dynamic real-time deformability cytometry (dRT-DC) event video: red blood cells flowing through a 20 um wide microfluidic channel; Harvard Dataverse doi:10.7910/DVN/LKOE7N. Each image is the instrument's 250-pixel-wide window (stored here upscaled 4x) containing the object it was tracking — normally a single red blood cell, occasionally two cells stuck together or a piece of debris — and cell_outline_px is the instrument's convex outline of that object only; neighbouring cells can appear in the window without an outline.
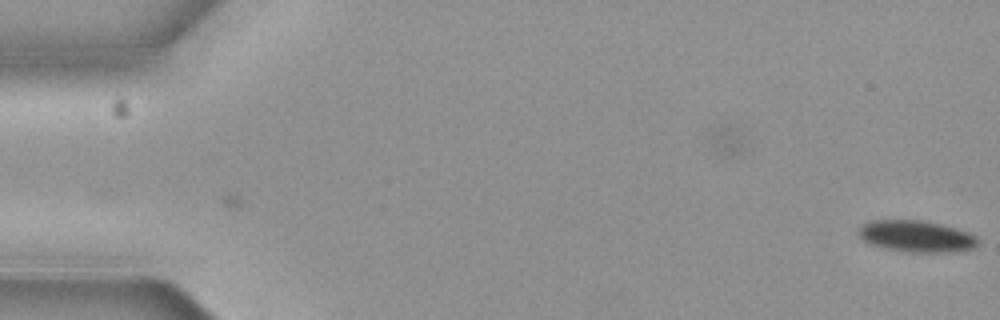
{"species": "common noctule bat (a hibernating species)", "species_latin": "Nyctalus noctula", "temperature_condition": "cold", "stored_images_in_passage": 6, "segment_of_instrument_passage": [2, 2], "camera_frame_rate_fps": 3000, "um_per_image_px": 0.085, "animal": {"sex": "female", "body_mass_g": 19.3, "forearm_length_mm": 54.1}, "frame": {"image": 1, "passage_image": 6, "time_ms": 1.667, "image_size_px": [1000, 320], "cell_outline_px": [[980, 244], [972, 248], [948, 252], [908, 252], [868, 244], [856, 232], [864, 224], [872, 220], [924, 220], [956, 228], [968, 232], [976, 236]], "centroid_in_image_um": [77.9, 20.08], "position_along_channel_um": 7.1, "area_um2": 21.85}}